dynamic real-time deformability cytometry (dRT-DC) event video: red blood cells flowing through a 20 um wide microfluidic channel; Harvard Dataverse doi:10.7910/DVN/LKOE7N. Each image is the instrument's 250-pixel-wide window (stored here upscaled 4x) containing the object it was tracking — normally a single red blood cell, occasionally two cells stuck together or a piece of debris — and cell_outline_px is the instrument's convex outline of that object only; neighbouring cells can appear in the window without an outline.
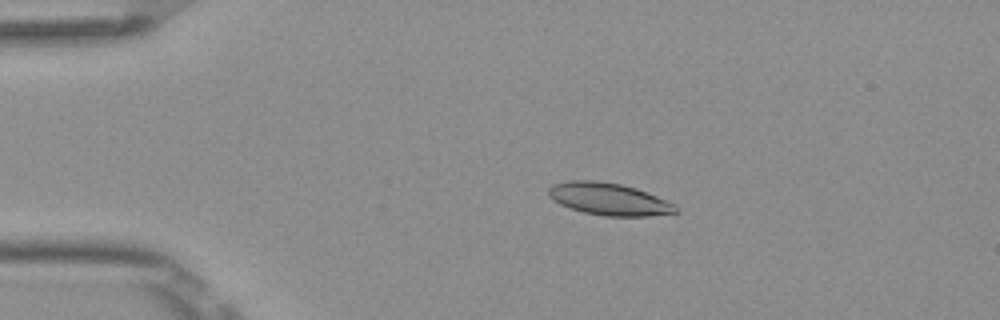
{"species": "Egyptian fruit bat (a non-hibernating species)", "species_latin": "Rousettus aegyptiacus", "temperature_condition": "room temperature", "stored_images_in_passage": 53, "camera_frame_rate_fps": 3000, "um_per_image_px": 0.085, "frame": {"image": 1, "passage_image": 11, "time_ms": 3.333, "image_size_px": [1000, 320], "cell_outline_px": [[680, 212], [648, 216], [604, 216], [584, 212], [560, 204], [552, 200], [548, 196], [548, 188], [552, 184], [568, 180], [596, 180], [620, 184], [636, 188], [676, 204]], "centroid_in_image_um": [51.75, 16.91], "position_along_channel_um": 33.3, "area_um2": 23.99}}
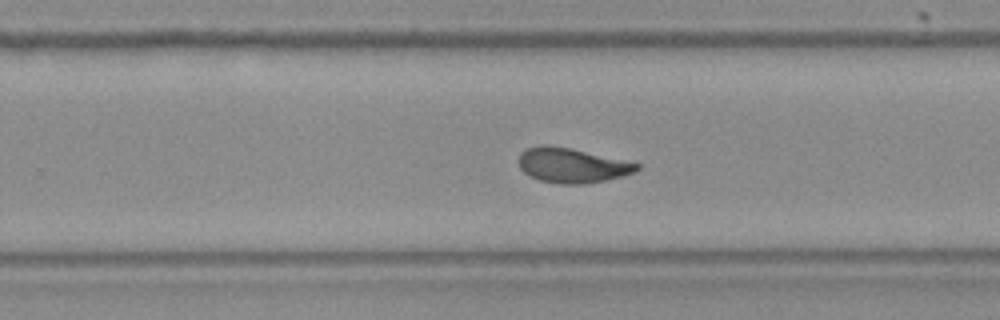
{"frame": {"image": 2, "passage_image": 34, "time_ms": 11.0, "image_size_px": [1000, 320], "cell_outline_px": [[640, 168], [636, 172], [624, 176], [584, 184], [560, 184], [540, 180], [524, 172], [520, 168], [520, 152], [528, 148], [540, 144], [544, 144], [572, 148], [640, 164]], "centroid_in_image_um": [48.63, 14.05], "position_along_channel_um": 281.2, "area_um2": 23.81}}
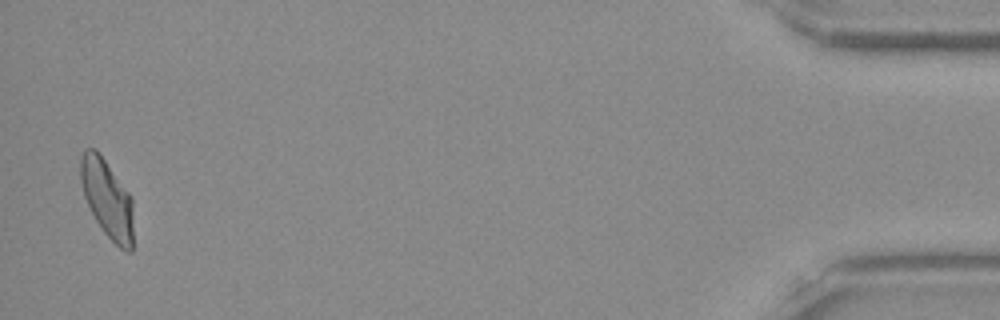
{"frame": {"image": 3, "passage_image": 52, "time_ms": 17.0, "image_size_px": [1000, 320], "cell_outline_px": [[132, 252], [128, 252], [120, 248], [100, 228], [84, 196], [80, 180], [80, 156], [84, 148], [96, 148], [132, 196]], "centroid_in_image_um": [9.1, 16.85], "position_along_channel_um": 426.1, "area_um2": 24.1}, "authors_computed_cell_mechanics": {"area_um2": 23.987, "velocity_mm_per_s": 3.8633, "shape_relaxation_time_tau1_ms": 4.6095, "shape_relaxation_time_tau2_ms": 1.4345, "deformation_change_tau1": 0.1547, "deformation_change_tau2": 0.0747}}